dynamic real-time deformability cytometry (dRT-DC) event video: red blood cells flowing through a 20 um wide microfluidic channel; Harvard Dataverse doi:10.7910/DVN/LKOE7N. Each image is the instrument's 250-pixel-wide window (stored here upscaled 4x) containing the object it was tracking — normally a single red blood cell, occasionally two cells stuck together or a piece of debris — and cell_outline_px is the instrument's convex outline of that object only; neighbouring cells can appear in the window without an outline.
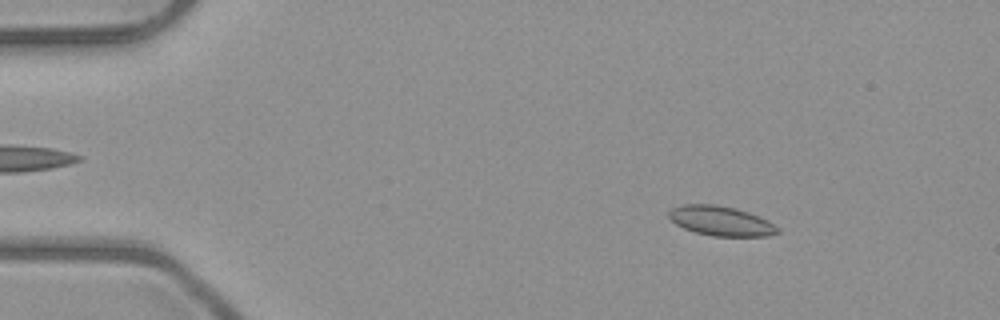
{"species": "common noctule bat (a hibernating species)", "species_latin": "Nyctalus noctula", "temperature_condition": "room temperature", "stored_images_in_passage": 4, "camera_frame_rate_fps": 3000, "um_per_image_px": 0.085, "animal": {"sex": "male", "body_mass_g": 23.1, "forearm_length_mm": 52.7}, "frame": {"image": 1, "passage_image": 2, "time_ms": 1.0, "image_size_px": [1000, 320], "cell_outline_px": [[780, 232], [768, 236], [712, 236], [696, 232], [684, 228], [676, 224], [668, 216], [668, 212], [672, 208], [680, 204], [716, 204], [736, 208], [760, 216], [768, 220], [780, 228]], "centroid_in_image_um": [61.3, 18.77], "position_along_channel_um": 23.7, "area_um2": 18.96}}